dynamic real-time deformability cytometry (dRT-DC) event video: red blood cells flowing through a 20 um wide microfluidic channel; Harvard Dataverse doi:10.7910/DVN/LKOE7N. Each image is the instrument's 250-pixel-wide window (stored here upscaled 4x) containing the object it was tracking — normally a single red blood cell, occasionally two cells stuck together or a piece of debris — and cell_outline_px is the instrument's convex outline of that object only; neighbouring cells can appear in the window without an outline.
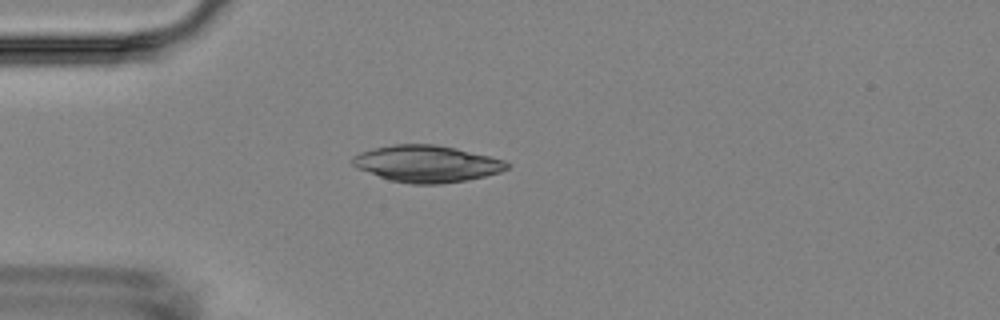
{"species": "Egyptian fruit bat (a non-hibernating species)", "species_latin": "Rousettus aegyptiacus", "temperature_condition": "room temperature", "stored_images_in_passage": 5, "camera_frame_rate_fps": 3000, "um_per_image_px": 0.085, "animal": {"sex": "female"}, "frame": {"image": 1, "passage_image": 4, "time_ms": 4.333, "image_size_px": [1000, 320], "cell_outline_px": [[512, 164], [508, 168], [500, 172], [468, 180], [440, 184], [412, 184], [388, 180], [356, 168], [352, 164], [352, 156], [360, 152], [376, 148], [396, 144], [436, 144], [456, 148], [504, 160]], "centroid_in_image_um": [36.27, 13.93], "position_along_channel_um": 48.7, "area_um2": 33.12}}